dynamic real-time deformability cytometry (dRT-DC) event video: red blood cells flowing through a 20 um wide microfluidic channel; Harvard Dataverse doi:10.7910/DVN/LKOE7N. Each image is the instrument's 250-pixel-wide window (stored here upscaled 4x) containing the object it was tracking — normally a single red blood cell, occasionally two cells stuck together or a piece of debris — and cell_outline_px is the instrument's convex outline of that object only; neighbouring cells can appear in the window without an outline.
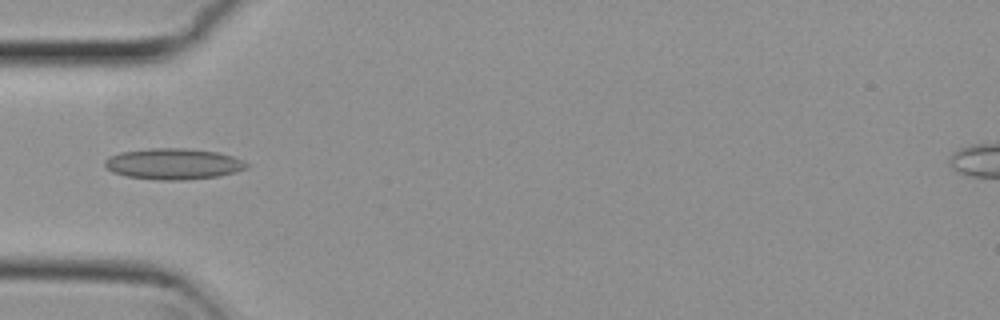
{"species": "common noctule bat (a hibernating species)", "species_latin": "Nyctalus noctula", "temperature_condition": "cold", "stored_images_in_passage": 5, "camera_frame_rate_fps": 3000, "um_per_image_px": 0.085, "animal": {"sex": "female", "body_mass_g": 29.2, "forearm_length_mm": 56.3}, "frame": {"image": 1, "passage_image": 5, "time_ms": 1.333, "image_size_px": [1000, 320], "cell_outline_px": [[248, 168], [236, 172], [220, 176], [184, 180], [160, 180], [128, 176], [112, 172], [104, 164], [104, 160], [108, 156], [120, 152], [148, 148], [184, 148], [216, 152], [232, 156], [244, 160], [248, 164]], "centroid_in_image_um": [14.75, 13.93], "position_along_channel_um": 70.3, "area_um2": 25.72}}